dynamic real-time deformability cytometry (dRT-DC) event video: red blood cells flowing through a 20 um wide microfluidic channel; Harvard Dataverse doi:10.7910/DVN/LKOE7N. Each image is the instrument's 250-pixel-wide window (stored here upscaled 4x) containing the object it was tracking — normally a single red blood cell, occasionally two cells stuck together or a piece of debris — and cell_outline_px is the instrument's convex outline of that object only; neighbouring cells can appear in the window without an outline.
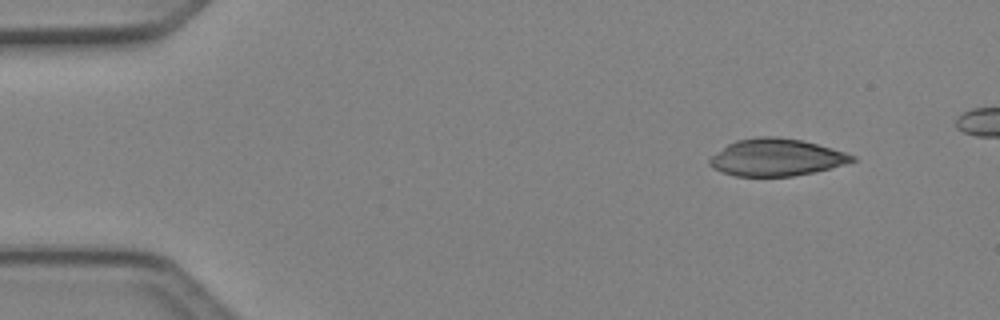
{"species": "Egyptian fruit bat (a non-hibernating species)", "species_latin": "Rousettus aegyptiacus", "temperature_condition": "cold", "stored_images_in_passage": 6, "camera_frame_rate_fps": 3000, "um_per_image_px": 0.085, "animal": {"sex": "female"}, "frame": {"image": 1, "passage_image": 1, "time_ms": 0.0, "image_size_px": [1000, 320], "cell_outline_px": [[856, 160], [844, 164], [816, 172], [792, 176], [736, 176], [720, 172], [712, 168], [708, 164], [708, 160], [712, 156], [728, 144], [736, 140], [756, 136], [776, 136], [800, 140], [832, 148], [856, 156]], "centroid_in_image_um": [65.96, 13.38], "position_along_channel_um": 19.0, "area_um2": 30.87}}
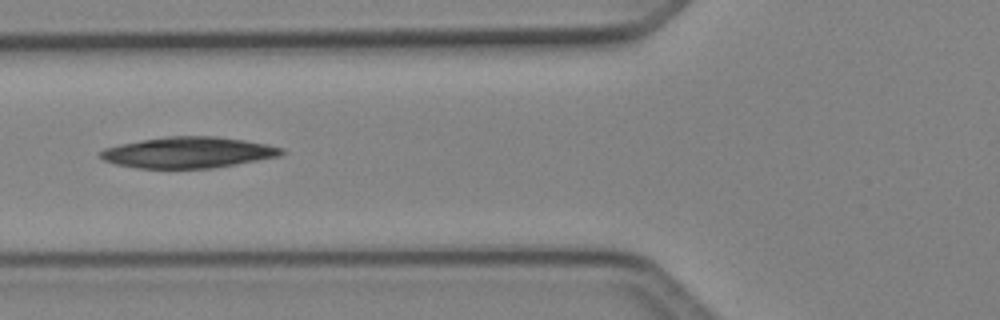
{"frame": {"image": 2, "passage_image": 5, "time_ms": 1.333, "image_size_px": [1000, 320], "cell_outline_px": [[284, 152], [280, 156], [236, 164], [212, 168], [136, 168], [116, 164], [104, 160], [100, 156], [100, 152], [104, 148], [120, 144], [168, 136], [216, 136], [244, 140], [284, 148]], "centroid_in_image_um": [16.0, 12.96], "position_along_channel_um": 109.8, "area_um2": 32.48}}
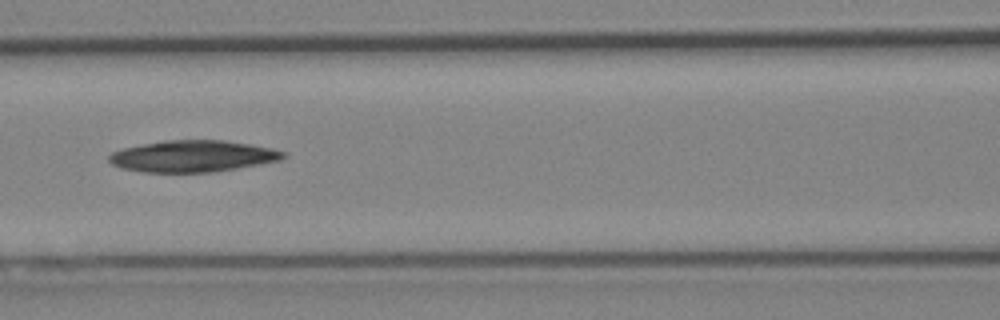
{"frame": {"image": 3, "passage_image": 6, "time_ms": 1.667, "image_size_px": [1000, 320], "cell_outline_px": [[288, 156], [280, 160], [236, 168], [212, 172], [144, 172], [120, 168], [112, 164], [108, 160], [108, 156], [112, 152], [124, 148], [164, 140], [224, 140], [272, 148], [288, 152]], "centroid_in_image_um": [16.39, 13.27], "position_along_channel_um": 150.2, "area_um2": 31.96}}